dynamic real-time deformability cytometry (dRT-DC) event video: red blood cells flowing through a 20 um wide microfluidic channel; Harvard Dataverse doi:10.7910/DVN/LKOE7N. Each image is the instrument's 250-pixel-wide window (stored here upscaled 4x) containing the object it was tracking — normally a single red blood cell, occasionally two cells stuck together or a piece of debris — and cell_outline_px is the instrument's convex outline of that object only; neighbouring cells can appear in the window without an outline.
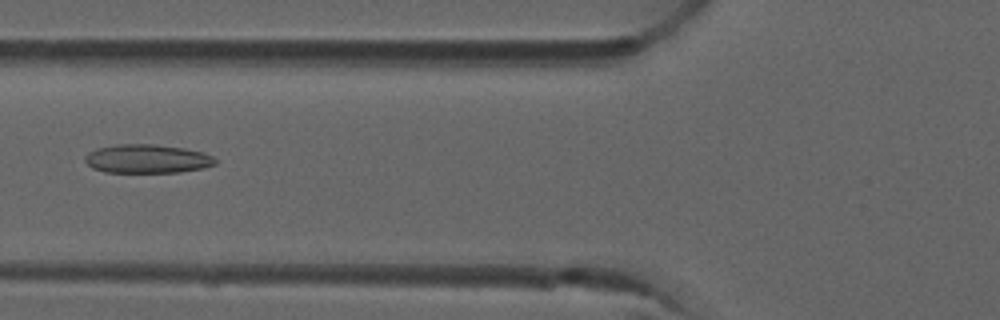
{"species": "common noctule bat (a hibernating species)", "species_latin": "Nyctalus noctula", "temperature_condition": "room temperature", "stored_images_in_passage": 7, "camera_frame_rate_fps": 3000, "um_per_image_px": 0.085, "animal": {"sex": "male", "forearm_length_mm": 52.5}, "frame": {"image": 1, "passage_image": 6, "time_ms": 1.667, "image_size_px": [1000, 320], "cell_outline_px": [[216, 164], [204, 168], [180, 172], [104, 172], [92, 168], [84, 160], [84, 156], [88, 152], [96, 148], [116, 144], [156, 144], [184, 148], [204, 152], [212, 156], [216, 160]], "centroid_in_image_um": [12.5, 13.49], "position_along_channel_um": 113.3, "area_um2": 22.02}}
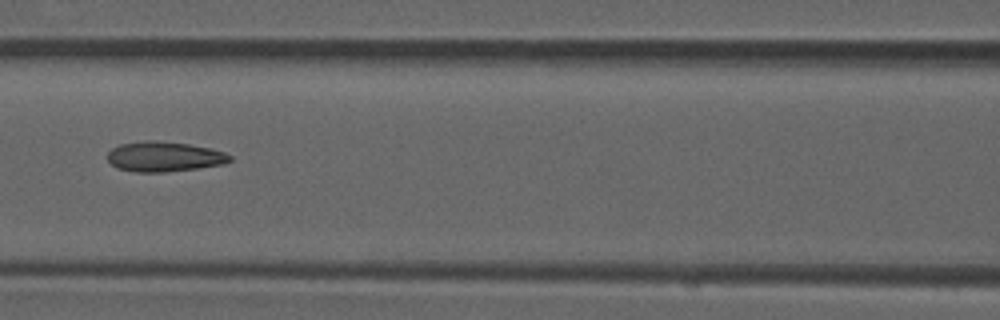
{"frame": {"image": 2, "passage_image": 7, "time_ms": 2.0, "image_size_px": [1000, 320], "cell_outline_px": [[232, 160], [224, 164], [196, 168], [164, 172], [136, 172], [116, 168], [108, 160], [108, 152], [112, 148], [120, 144], [148, 140], [188, 144], [208, 148], [224, 152], [232, 156]], "centroid_in_image_um": [13.94, 13.32], "position_along_channel_um": 152.7, "area_um2": 21.21}}